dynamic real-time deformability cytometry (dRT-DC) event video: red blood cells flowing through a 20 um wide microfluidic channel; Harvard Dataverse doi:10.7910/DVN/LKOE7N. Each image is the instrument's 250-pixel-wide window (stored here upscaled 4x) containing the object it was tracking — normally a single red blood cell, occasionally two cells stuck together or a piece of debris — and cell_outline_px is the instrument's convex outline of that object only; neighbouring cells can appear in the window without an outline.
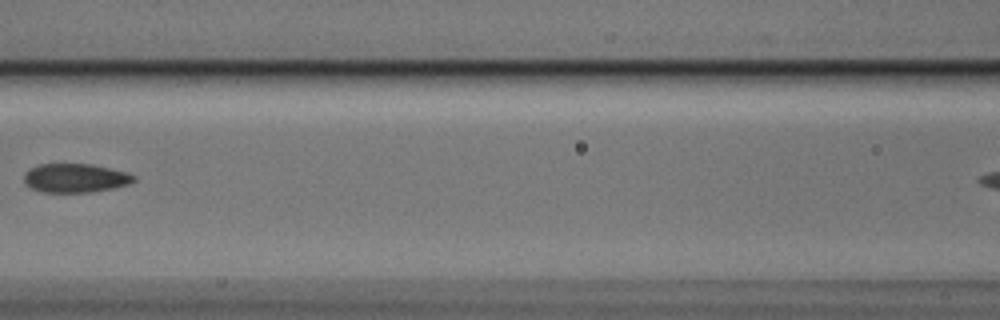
{"species": "Egyptian fruit bat (a non-hibernating species)", "species_latin": "Rousettus aegyptiacus", "temperature_condition": "cold", "stored_images_in_passage": 5, "segment_of_instrument_passage": [1, 2], "camera_frame_rate_fps": 3000, "um_per_image_px": 0.085, "animal": {"sex": "male"}, "frame": {"image": 1, "passage_image": 3, "time_ms": 0.667, "image_size_px": [1000, 320], "cell_outline_px": [[136, 180], [128, 184], [112, 188], [92, 192], [40, 192], [32, 188], [24, 180], [24, 172], [28, 168], [40, 164], [92, 164], [124, 172], [136, 176]], "centroid_in_image_um": [6.37, 15.13], "position_along_channel_um": 160.2, "area_um2": 18.38}}
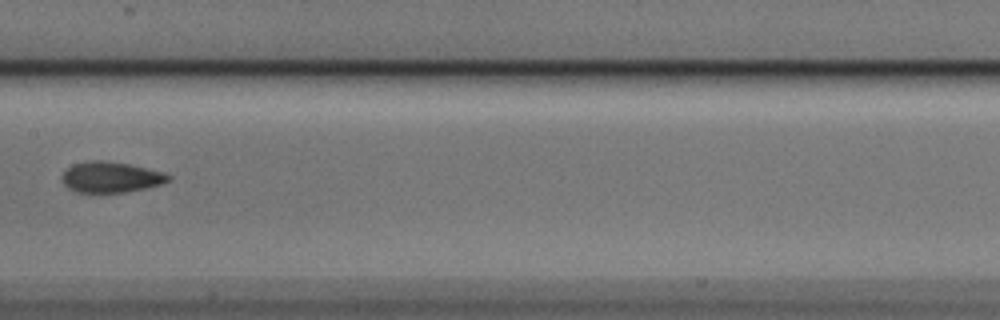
{"frame": {"image": 2, "passage_image": 4, "time_ms": 1.0, "image_size_px": [1000, 320], "cell_outline_px": [[172, 176], [168, 180], [160, 184], [128, 192], [76, 192], [68, 188], [64, 184], [60, 176], [68, 168], [76, 164], [92, 160], [104, 160], [128, 164], [164, 172]], "centroid_in_image_um": [9.41, 15.06], "position_along_channel_um": 198.0, "area_um2": 18.84}}